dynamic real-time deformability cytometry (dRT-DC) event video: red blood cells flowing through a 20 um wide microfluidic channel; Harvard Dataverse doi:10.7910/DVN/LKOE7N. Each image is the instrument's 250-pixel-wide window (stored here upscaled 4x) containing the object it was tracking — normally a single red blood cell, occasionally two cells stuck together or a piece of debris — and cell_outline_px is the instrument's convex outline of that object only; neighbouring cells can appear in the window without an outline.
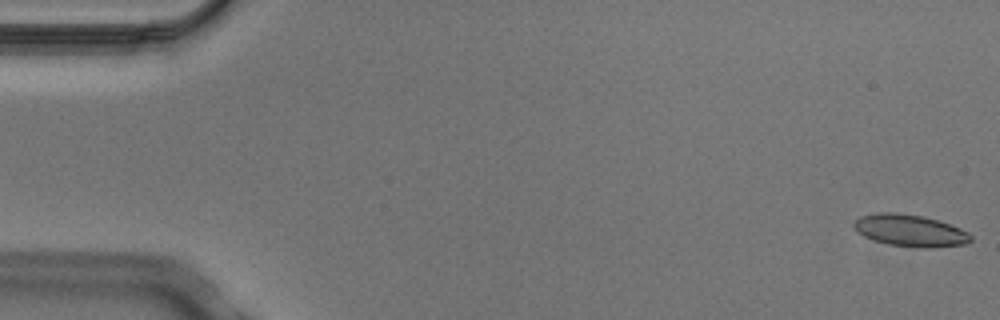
{"species": "Egyptian fruit bat (a non-hibernating species)", "species_latin": "Rousettus aegyptiacus", "temperature_condition": "cold", "stored_images_in_passage": 6, "segment_of_instrument_passage": [2, 2], "camera_frame_rate_fps": 3000, "um_per_image_px": 0.085, "animal": {"sex": "male"}, "frame": {"image": 1, "passage_image": 6, "time_ms": 1.667, "image_size_px": [1000, 320], "cell_outline_px": [[972, 240], [964, 244], [932, 248], [924, 248], [888, 244], [864, 236], [852, 224], [852, 220], [860, 216], [876, 212], [896, 212], [924, 216], [960, 228], [968, 232], [972, 236]], "centroid_in_image_um": [77.35, 19.58], "position_along_channel_um": 7.7, "area_um2": 21.68}}